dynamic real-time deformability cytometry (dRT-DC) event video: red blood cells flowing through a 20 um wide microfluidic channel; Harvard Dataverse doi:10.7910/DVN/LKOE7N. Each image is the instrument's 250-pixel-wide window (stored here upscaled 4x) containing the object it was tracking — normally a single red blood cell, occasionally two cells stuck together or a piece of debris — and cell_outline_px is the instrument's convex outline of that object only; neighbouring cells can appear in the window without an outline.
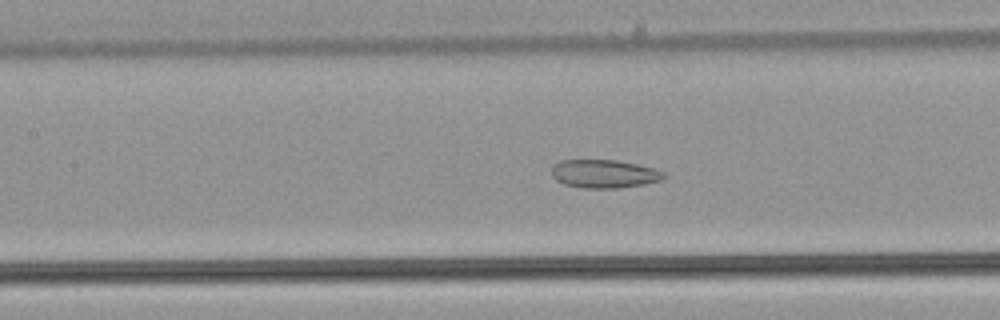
{"species": "common noctule bat (a hibernating species)", "species_latin": "Nyctalus noctula", "temperature_condition": "warm", "stored_images_in_passage": 42, "camera_frame_rate_fps": 3000, "um_per_image_px": 0.085, "animal": {"sex": "male", "body_mass_g": 21.5, "forearm_length_mm": 52.0}, "frame": {"image": 1, "passage_image": 14, "time_ms": 4.333, "image_size_px": [1000, 320], "cell_outline_px": [[668, 176], [660, 180], [644, 184], [620, 188], [584, 188], [564, 184], [556, 180], [552, 176], [552, 168], [560, 160], [616, 160], [636, 164], [652, 168], [664, 172]], "centroid_in_image_um": [51.36, 14.78], "position_along_channel_um": 156.0, "area_um2": 18.44}}
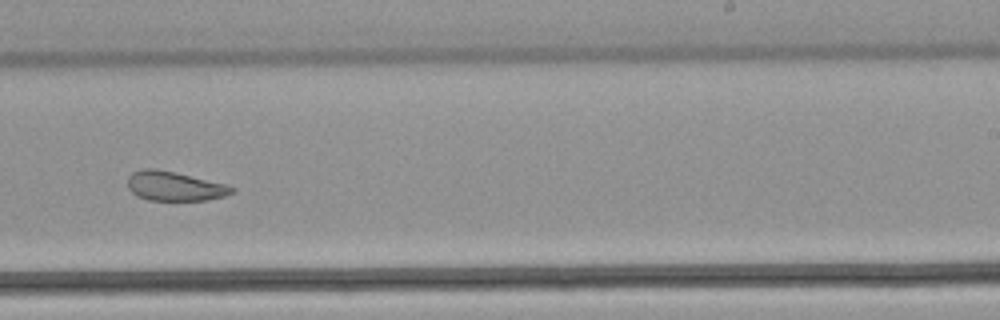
{"frame": {"image": 2, "passage_image": 23, "time_ms": 7.333, "image_size_px": [1000, 320], "cell_outline_px": [[236, 192], [224, 196], [208, 200], [148, 200], [136, 196], [128, 188], [128, 176], [132, 172], [144, 168], [156, 168], [228, 184], [236, 188]], "centroid_in_image_um": [14.86, 15.82], "position_along_channel_um": 274.1, "area_um2": 18.03}}
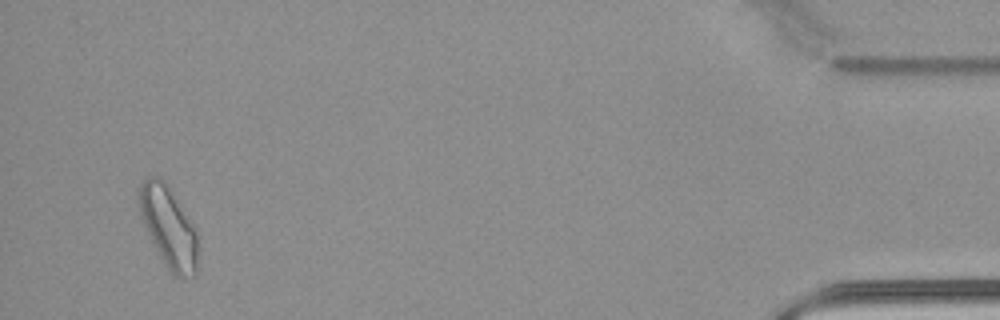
{"frame": {"image": 3, "passage_image": 40, "time_ms": 13.0, "image_size_px": [1000, 320], "cell_outline_px": [[196, 272], [192, 276], [180, 280], [164, 264], [140, 216], [140, 184], [144, 176], [160, 176], [168, 184], [192, 224], [196, 232]], "centroid_in_image_um": [14.31, 19.27], "position_along_channel_um": 420.9, "area_um2": 27.17}, "authors_computed_cell_mechanics": {"area_um2": 20.8369, "velocity_mm_per_s": 3.9447, "shape_relaxation_time_tau1_ms": null, "shape_relaxation_time_tau2_ms": 2.4356, "deformation_change_tau1": null, "deformation_change_tau2": 0.092}}